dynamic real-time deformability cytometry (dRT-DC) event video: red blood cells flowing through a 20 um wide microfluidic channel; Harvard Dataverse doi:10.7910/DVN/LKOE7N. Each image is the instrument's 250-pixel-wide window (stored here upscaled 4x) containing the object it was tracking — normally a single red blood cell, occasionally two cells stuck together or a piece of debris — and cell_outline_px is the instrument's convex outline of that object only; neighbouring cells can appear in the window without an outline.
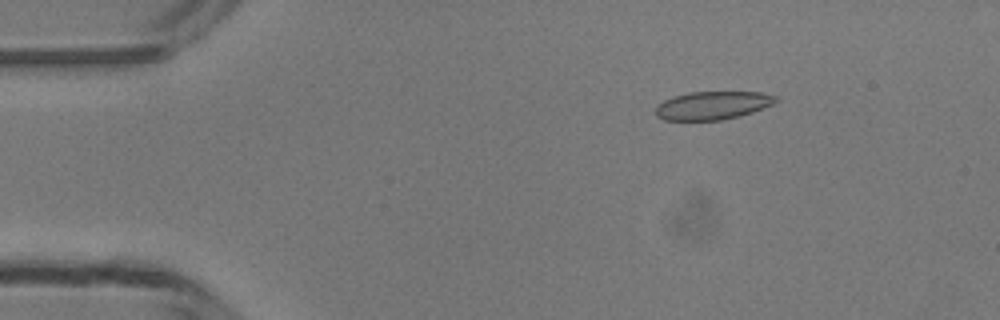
{"species": "common noctule bat (a hibernating species)", "species_latin": "Nyctalus noctula", "temperature_condition": "room temperature", "stored_images_in_passage": 48, "camera_frame_rate_fps": 3000, "um_per_image_px": 0.085, "animal": {"sex": "male", "body_mass_g": 13.3}, "frame": {"image": 1, "passage_image": 7, "time_ms": 2.0, "image_size_px": [1000, 320], "cell_outline_px": [[780, 100], [772, 104], [752, 112], [720, 120], [664, 120], [656, 116], [656, 104], [672, 96], [688, 92], [760, 92], [780, 96]], "centroid_in_image_um": [60.56, 8.95], "position_along_channel_um": 24.4, "area_um2": 19.83}}
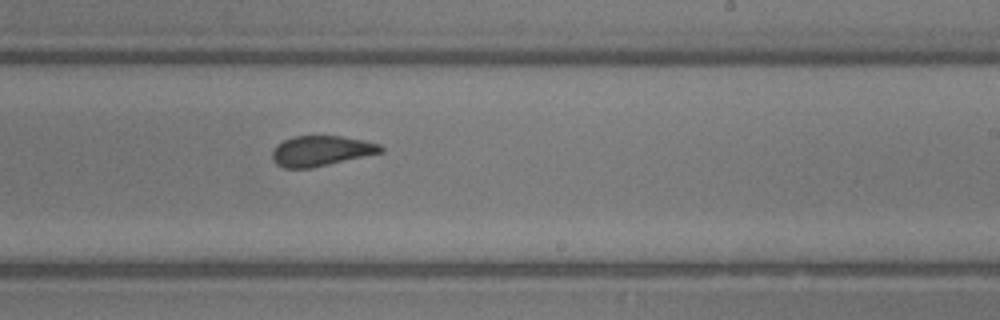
{"frame": {"image": 2, "passage_image": 29, "time_ms": 9.333, "image_size_px": [1000, 320], "cell_outline_px": [[384, 152], [312, 168], [284, 168], [276, 164], [272, 160], [272, 152], [276, 144], [292, 136], [340, 136], [364, 140], [380, 144], [384, 148]], "centroid_in_image_um": [27.29, 12.82], "position_along_channel_um": 261.7, "area_um2": 19.31}}
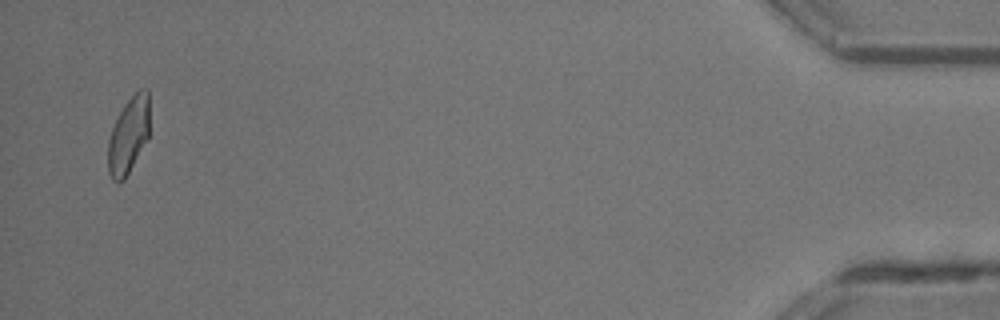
{"frame": {"image": 3, "passage_image": 47, "time_ms": 15.333, "image_size_px": [1000, 320], "cell_outline_px": [[148, 140], [124, 180], [120, 184], [116, 184], [112, 180], [108, 172], [108, 140], [112, 128], [124, 104], [140, 88], [148, 88]], "centroid_in_image_um": [10.91, 11.56], "position_along_channel_um": 424.3, "area_um2": 18.55}, "authors_computed_cell_mechanics": {"area_um2": 19.9988, "velocity_mm_per_s": 4.2063, "shape_relaxation_time_tau1_ms": 4.0027, "shape_relaxation_time_tau2_ms": 1.0895, "deformation_change_tau1": 0.1296, "deformation_change_tau2": 0.0734}}